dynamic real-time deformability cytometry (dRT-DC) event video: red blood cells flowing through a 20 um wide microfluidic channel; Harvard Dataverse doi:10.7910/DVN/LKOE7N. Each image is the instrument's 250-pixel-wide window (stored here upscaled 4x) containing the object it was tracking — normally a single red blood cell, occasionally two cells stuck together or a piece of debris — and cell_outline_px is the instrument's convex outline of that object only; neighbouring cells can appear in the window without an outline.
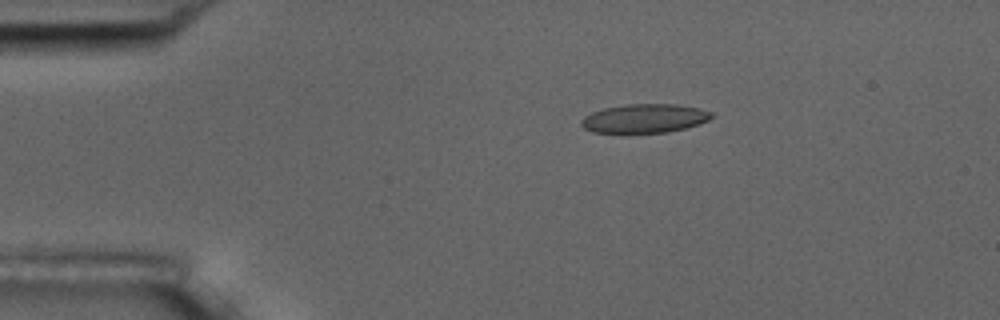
{"species": "common noctule bat (a hibernating species)", "species_latin": "Nyctalus noctula", "temperature_condition": "room temperature", "stored_images_in_passage": 6, "camera_frame_rate_fps": 3000, "um_per_image_px": 0.085, "animal": {"sex": "male", "body_mass_g": 17.5, "forearm_length_mm": 52.3}, "frame": {"image": 1, "passage_image": 3, "time_ms": 0.667, "image_size_px": [1000, 320], "cell_outline_px": [[712, 116], [708, 120], [684, 128], [668, 132], [592, 132], [584, 128], [580, 124], [580, 120], [584, 116], [592, 112], [604, 108], [628, 104], [676, 104], [700, 108], [712, 112]], "centroid_in_image_um": [54.76, 10.05], "position_along_channel_um": 30.2, "area_um2": 21.68}}
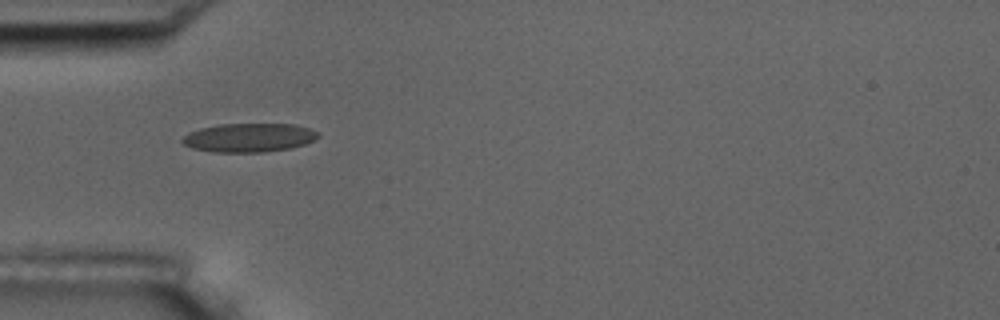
{"frame": {"image": 2, "passage_image": 5, "time_ms": 1.333, "image_size_px": [1000, 320], "cell_outline_px": [[320, 136], [304, 144], [288, 148], [260, 152], [212, 152], [192, 148], [184, 144], [180, 140], [188, 132], [200, 128], [220, 124], [296, 124], [320, 132]], "centroid_in_image_um": [21.14, 11.69], "position_along_channel_um": 63.9, "area_um2": 22.72}}